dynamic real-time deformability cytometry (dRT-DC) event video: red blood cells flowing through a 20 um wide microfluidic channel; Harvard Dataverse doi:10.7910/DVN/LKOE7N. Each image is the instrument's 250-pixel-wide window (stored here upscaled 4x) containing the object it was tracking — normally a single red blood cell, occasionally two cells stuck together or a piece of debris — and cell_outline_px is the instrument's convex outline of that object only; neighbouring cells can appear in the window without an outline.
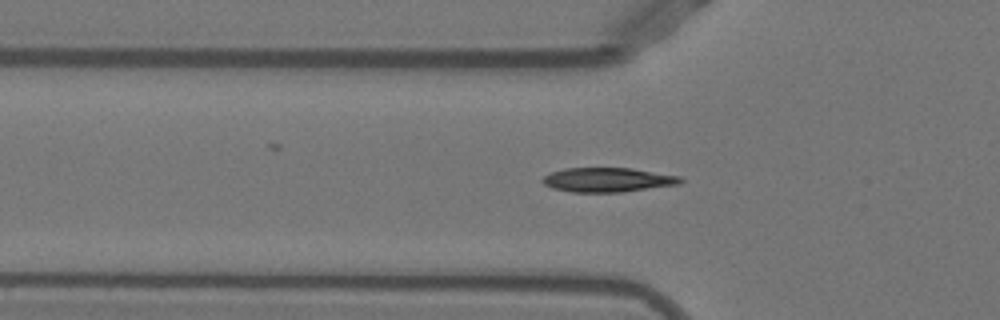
{"species": "Egyptian fruit bat (a non-hibernating species)", "species_latin": "Rousettus aegyptiacus", "temperature_condition": "warm", "stored_images_in_passage": 44, "camera_frame_rate_fps": 3000, "um_per_image_px": 0.085, "animal": {"sex": "female"}, "frame": {"image": 1, "passage_image": 16, "time_ms": 5.0, "image_size_px": [1000, 320], "cell_outline_px": [[684, 180], [680, 184], [620, 192], [572, 192], [552, 188], [544, 184], [540, 180], [544, 176], [552, 172], [564, 168], [632, 168], [680, 176]], "centroid_in_image_um": [51.65, 15.28], "position_along_channel_um": 74.2, "area_um2": 19.54}}
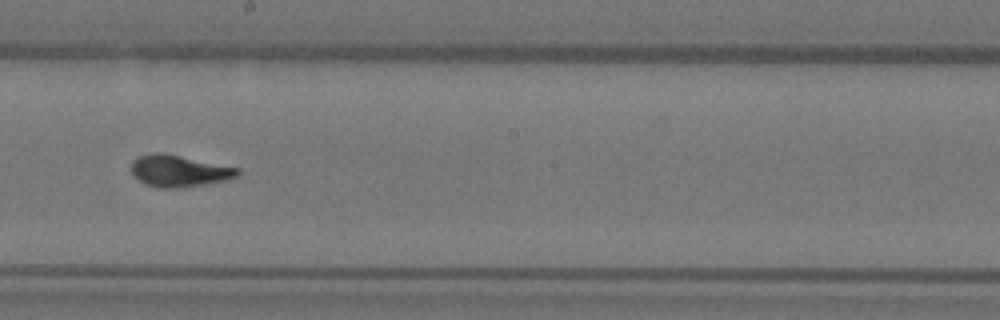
{"frame": {"image": 2, "passage_image": 28, "time_ms": 9.0, "image_size_px": [1000, 320], "cell_outline_px": [[240, 176], [228, 180], [184, 188], [160, 188], [144, 184], [132, 172], [132, 160], [140, 156], [156, 152], [160, 152], [240, 168]], "centroid_in_image_um": [15.27, 14.55], "position_along_channel_um": 232.9, "area_um2": 19.65}}
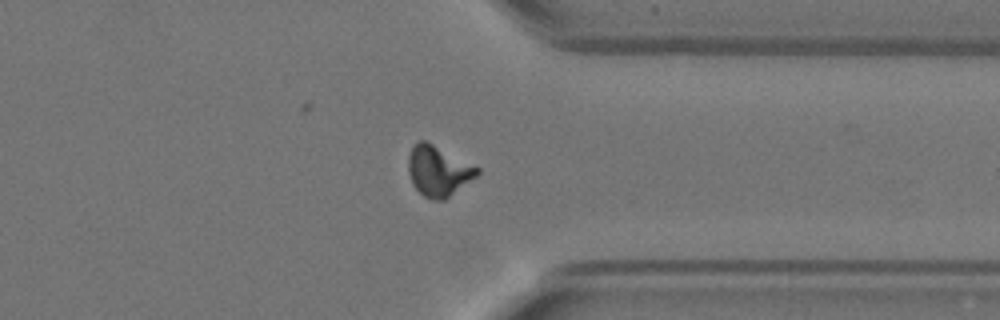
{"frame": {"image": 3, "passage_image": 39, "time_ms": 12.667, "image_size_px": [1000, 320], "cell_outline_px": [[480, 172], [476, 176], [444, 200], [432, 200], [424, 196], [412, 184], [408, 172], [408, 156], [412, 148], [420, 140], [424, 140], [480, 168]], "centroid_in_image_um": [37.24, 14.54], "position_along_channel_um": 374.2, "area_um2": 19.83}}